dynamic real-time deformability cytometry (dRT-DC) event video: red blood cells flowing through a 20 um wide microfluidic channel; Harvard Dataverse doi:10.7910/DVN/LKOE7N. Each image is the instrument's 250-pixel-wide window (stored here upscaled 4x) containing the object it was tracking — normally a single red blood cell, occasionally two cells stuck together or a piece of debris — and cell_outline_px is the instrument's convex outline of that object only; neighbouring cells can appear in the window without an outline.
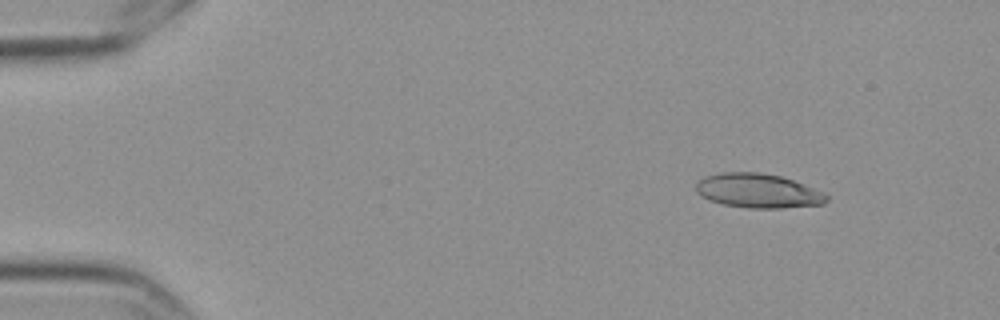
{"species": "Egyptian fruit bat (a non-hibernating species)", "species_latin": "Rousettus aegyptiacus", "temperature_condition": "cold", "stored_images_in_passage": 7, "camera_frame_rate_fps": 3000, "um_per_image_px": 0.085, "frame": {"image": 1, "passage_image": 2, "time_ms": 0.333, "image_size_px": [1000, 320], "cell_outline_px": [[828, 200], [824, 204], [780, 208], [748, 208], [724, 204], [708, 200], [700, 196], [696, 192], [696, 180], [704, 176], [720, 172], [760, 172], [780, 176], [804, 184], [824, 192], [828, 196]], "centroid_in_image_um": [64.4, 16.21], "position_along_channel_um": 20.6, "area_um2": 26.3}}
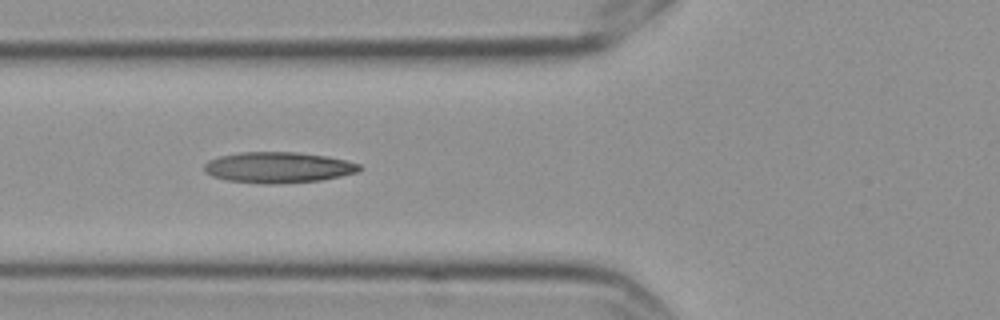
{"frame": {"image": 2, "passage_image": 6, "time_ms": 1.667, "image_size_px": [1000, 320], "cell_outline_px": [[364, 168], [356, 172], [340, 176], [320, 180], [276, 184], [264, 184], [228, 180], [212, 176], [204, 172], [204, 164], [208, 160], [220, 156], [240, 152], [296, 152], [328, 156], [360, 164]], "centroid_in_image_um": [23.64, 14.23], "position_along_channel_um": 102.2, "area_um2": 27.92}}
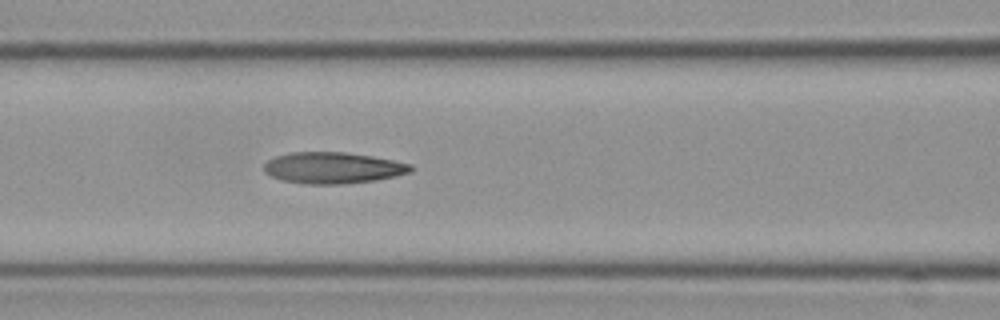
{"frame": {"image": 3, "passage_image": 7, "time_ms": 2.0, "image_size_px": [1000, 320], "cell_outline_px": [[412, 172], [396, 176], [376, 180], [340, 184], [304, 184], [280, 180], [264, 172], [264, 164], [268, 160], [276, 156], [288, 152], [344, 152], [372, 156], [412, 164]], "centroid_in_image_um": [28.28, 14.27], "position_along_channel_um": 138.3, "area_um2": 26.88}}